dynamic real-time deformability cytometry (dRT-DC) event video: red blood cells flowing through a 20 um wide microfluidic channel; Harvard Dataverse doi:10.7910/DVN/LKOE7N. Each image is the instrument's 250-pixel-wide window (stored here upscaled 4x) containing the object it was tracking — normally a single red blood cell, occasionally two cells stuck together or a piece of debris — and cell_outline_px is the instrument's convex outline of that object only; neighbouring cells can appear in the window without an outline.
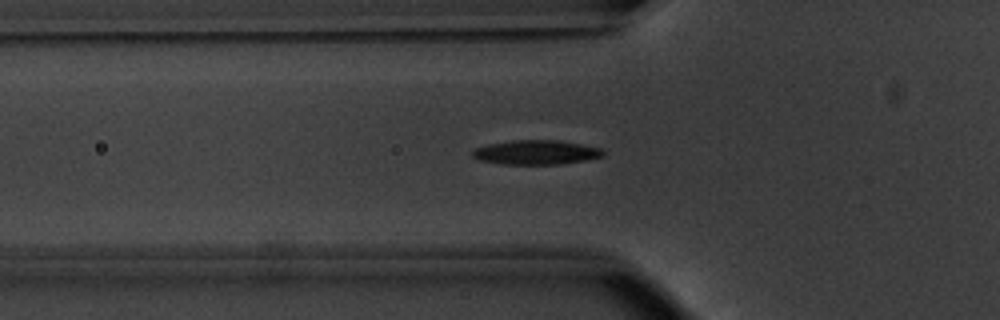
{"species": "common noctule bat (a hibernating species)", "species_latin": "Nyctalus noctula", "temperature_condition": "warm", "stored_images_in_passage": 43, "camera_frame_rate_fps": 3000, "um_per_image_px": 0.085, "animal": {"sex": "male", "body_mass_g": 20.1, "forearm_length_mm": 53.5}, "frame": {"image": 1, "passage_image": 14, "time_ms": 4.333, "image_size_px": [1000, 320], "cell_outline_px": [[604, 152], [600, 156], [584, 160], [560, 164], [504, 164], [480, 160], [472, 156], [472, 152], [476, 148], [488, 144], [512, 140], [560, 140], [600, 148]], "centroid_in_image_um": [45.53, 12.94], "position_along_channel_um": 80.3, "area_um2": 18.26}}
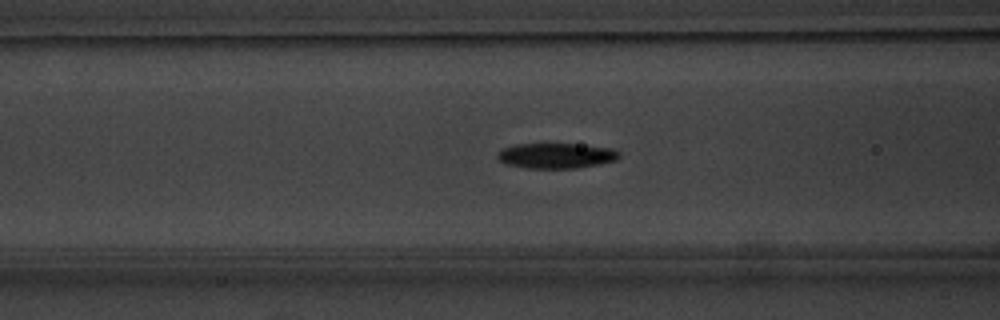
{"frame": {"image": 2, "passage_image": 17, "time_ms": 5.333, "image_size_px": [1000, 320], "cell_outline_px": [[620, 156], [616, 160], [600, 164], [576, 168], [528, 168], [504, 164], [496, 156], [500, 148], [516, 144], [572, 144], [612, 148], [620, 152]], "centroid_in_image_um": [47.25, 13.23], "position_along_channel_um": 119.4, "area_um2": 17.98}}
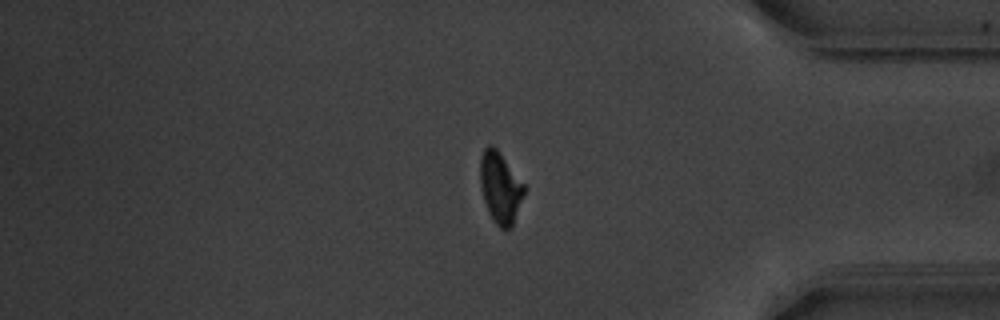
{"frame": {"image": 3, "passage_image": 40, "time_ms": 13.0, "image_size_px": [1000, 320], "cell_outline_px": [[524, 192], [512, 228], [500, 228], [496, 224], [488, 212], [484, 200], [480, 184], [480, 160], [484, 148], [488, 144], [492, 144], [496, 148], [524, 184]], "centroid_in_image_um": [42.5, 15.94], "position_along_channel_um": 392.7, "area_um2": 17.98}}